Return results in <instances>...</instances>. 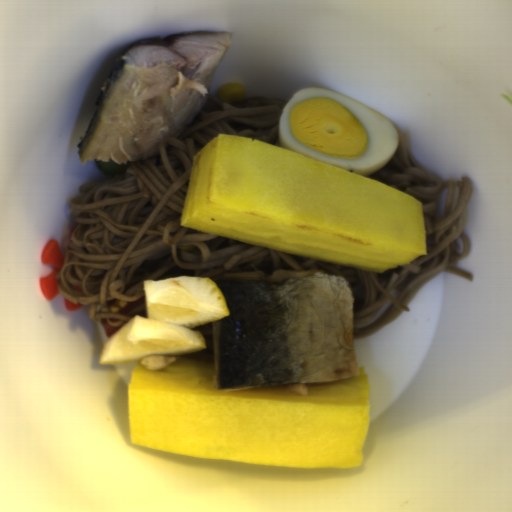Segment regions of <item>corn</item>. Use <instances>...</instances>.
<instances>
[{
  "label": "corn",
  "instance_id": "51d56268",
  "mask_svg": "<svg viewBox=\"0 0 512 512\" xmlns=\"http://www.w3.org/2000/svg\"><path fill=\"white\" fill-rule=\"evenodd\" d=\"M246 88L240 82H230L222 84L216 93L217 99L220 102H233L245 96Z\"/></svg>",
  "mask_w": 512,
  "mask_h": 512
}]
</instances>
